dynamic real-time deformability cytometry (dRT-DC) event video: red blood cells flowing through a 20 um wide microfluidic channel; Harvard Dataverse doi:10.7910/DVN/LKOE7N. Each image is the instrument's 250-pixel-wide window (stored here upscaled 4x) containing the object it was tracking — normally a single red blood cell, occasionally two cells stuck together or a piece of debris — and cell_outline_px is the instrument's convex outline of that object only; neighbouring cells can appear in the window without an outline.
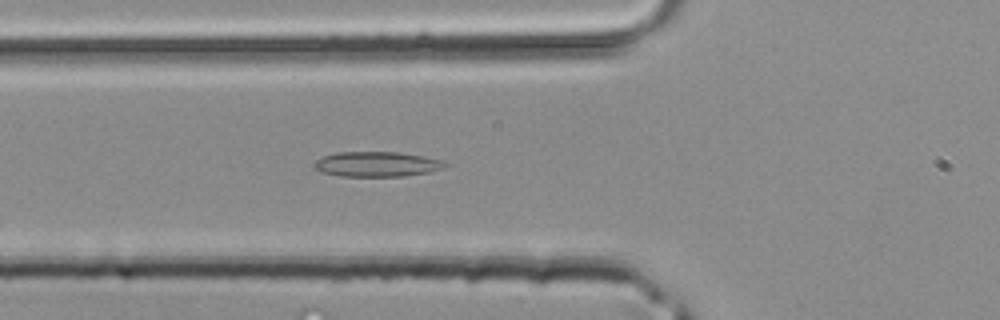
{"species": "common noctule bat (a hibernating species)", "species_latin": "Nyctalus noctula", "temperature_condition": "room temperature", "stored_images_in_passage": 31, "camera_frame_rate_fps": 3000, "um_per_image_px": 0.085, "animal": {"sex": "male", "body_mass_g": 20.4}, "frame": {"image": 1, "passage_image": 5, "time_ms": 1.333, "image_size_px": [1000, 320], "cell_outline_px": [[448, 164], [444, 168], [428, 172], [404, 176], [340, 176], [320, 172], [312, 168], [312, 164], [316, 160], [324, 156], [336, 152], [396, 152], [424, 156], [444, 160]], "centroid_in_image_um": [32.01, 13.95], "position_along_channel_um": 93.8, "area_um2": 19.25}}
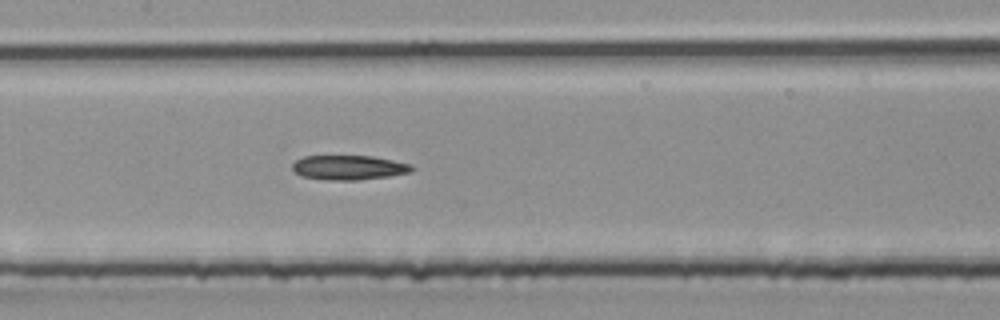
{"frame": {"image": 2, "passage_image": 10, "time_ms": 3.0, "image_size_px": [1000, 320], "cell_outline_px": [[416, 168], [412, 172], [392, 176], [356, 180], [324, 180], [300, 176], [292, 168], [292, 164], [296, 160], [304, 156], [372, 156], [412, 164]], "centroid_in_image_um": [29.68, 14.25], "position_along_channel_um": 177.7, "area_um2": 17.28}}
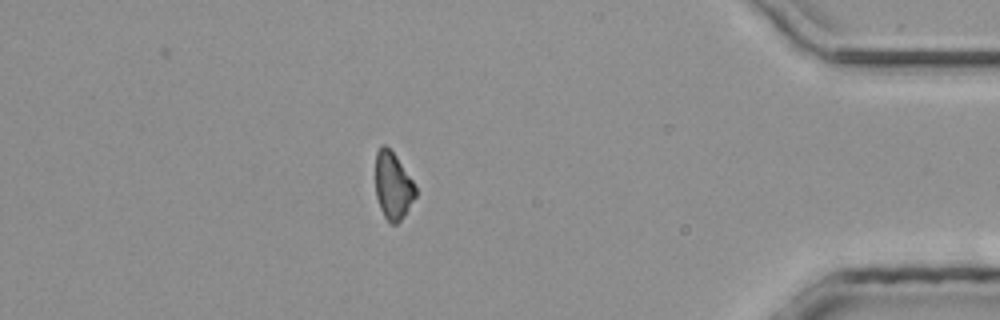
{"frame": {"image": 3, "passage_image": 26, "time_ms": 8.333, "image_size_px": [1000, 320], "cell_outline_px": [[416, 196], [400, 220], [396, 224], [392, 224], [384, 216], [380, 208], [376, 196], [376, 152], [380, 144], [384, 144], [396, 156], [412, 180], [416, 188]], "centroid_in_image_um": [33.38, 15.77], "position_along_channel_um": 401.8, "area_um2": 15.43}}